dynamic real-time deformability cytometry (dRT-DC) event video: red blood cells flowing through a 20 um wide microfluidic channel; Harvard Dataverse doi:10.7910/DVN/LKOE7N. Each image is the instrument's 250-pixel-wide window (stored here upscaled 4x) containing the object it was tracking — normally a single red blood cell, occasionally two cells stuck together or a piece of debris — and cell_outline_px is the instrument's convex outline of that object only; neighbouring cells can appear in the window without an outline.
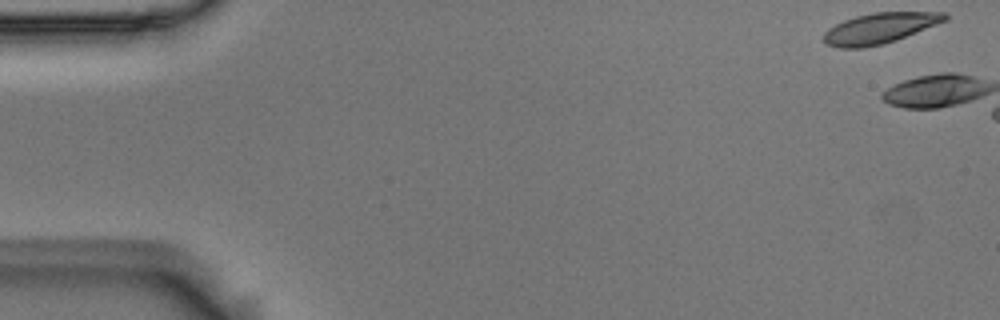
{"species": "Egyptian fruit bat (a non-hibernating species)", "species_latin": "Rousettus aegyptiacus", "temperature_condition": "room temperature", "stored_images_in_passage": 7, "camera_frame_rate_fps": 3000, "um_per_image_px": 0.085, "animal": {"sex": "male"}, "frame": {"image": 1, "passage_image": 1, "time_ms": 0.0, "image_size_px": [1000, 320], "cell_outline_px": [[948, 20], [896, 40], [884, 44], [864, 48], [840, 48], [828, 44], [824, 40], [824, 32], [828, 28], [844, 20], [856, 16], [872, 12], [944, 12], [948, 16]], "centroid_in_image_um": [74.79, 2.4], "position_along_channel_um": 10.2, "area_um2": 21.62}}